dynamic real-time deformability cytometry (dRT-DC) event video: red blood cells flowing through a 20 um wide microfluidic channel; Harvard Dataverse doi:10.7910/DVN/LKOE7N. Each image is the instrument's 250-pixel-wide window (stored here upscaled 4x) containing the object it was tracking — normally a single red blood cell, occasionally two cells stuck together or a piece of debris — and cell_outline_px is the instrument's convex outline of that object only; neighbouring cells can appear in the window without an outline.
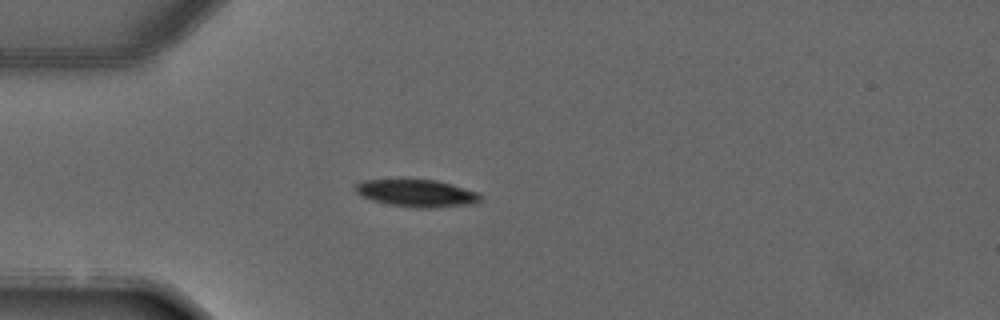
{"species": "common noctule bat (a hibernating species)", "species_latin": "Nyctalus noctula", "temperature_condition": "warm", "stored_images_in_passage": 2, "camera_frame_rate_fps": 3000, "um_per_image_px": 0.085, "animal": {"sex": "male", "forearm_length_mm": 52.5}, "frame": {"image": 1, "passage_image": 2, "time_ms": 1.333, "image_size_px": [1000, 320], "cell_outline_px": [[480, 200], [472, 204], [436, 208], [416, 208], [388, 204], [372, 200], [356, 192], [352, 188], [356, 184], [364, 180], [436, 180], [452, 184], [476, 192], [480, 196]], "centroid_in_image_um": [35.41, 16.43], "position_along_channel_um": 49.6, "area_um2": 19.71}}